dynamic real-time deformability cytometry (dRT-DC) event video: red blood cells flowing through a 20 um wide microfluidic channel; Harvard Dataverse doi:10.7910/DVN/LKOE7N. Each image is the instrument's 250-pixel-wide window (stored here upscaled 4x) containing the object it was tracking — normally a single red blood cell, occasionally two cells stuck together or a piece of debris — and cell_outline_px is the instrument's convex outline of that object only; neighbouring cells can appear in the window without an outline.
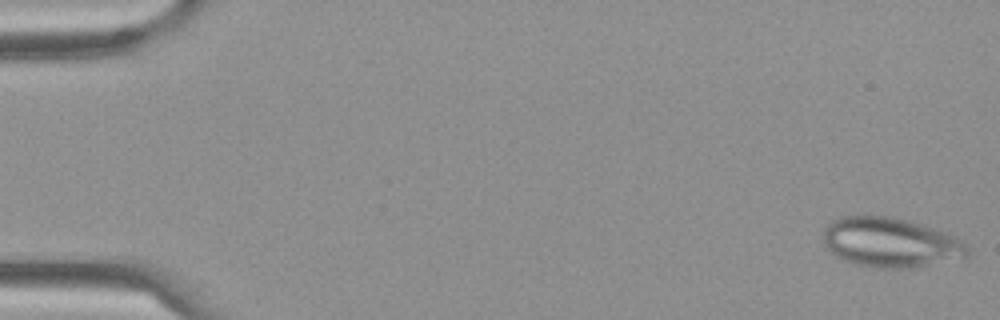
{"species": "Egyptian fruit bat (a non-hibernating species)", "species_latin": "Rousettus aegyptiacus", "temperature_condition": "cold", "stored_images_in_passage": 59, "camera_frame_rate_fps": 3000, "um_per_image_px": 0.085, "frame": {"image": 1, "passage_image": 1, "time_ms": 0.0, "image_size_px": [1000, 320], "cell_outline_px": [[968, 256], [912, 268], [880, 268], [856, 264], [844, 260], [836, 256], [824, 244], [824, 228], [832, 220], [840, 216], [864, 212], [892, 216], [908, 220], [944, 232], [952, 236], [964, 244], [968, 252]], "centroid_in_image_um": [75.59, 20.56], "position_along_channel_um": 9.4, "area_um2": 41.96}}
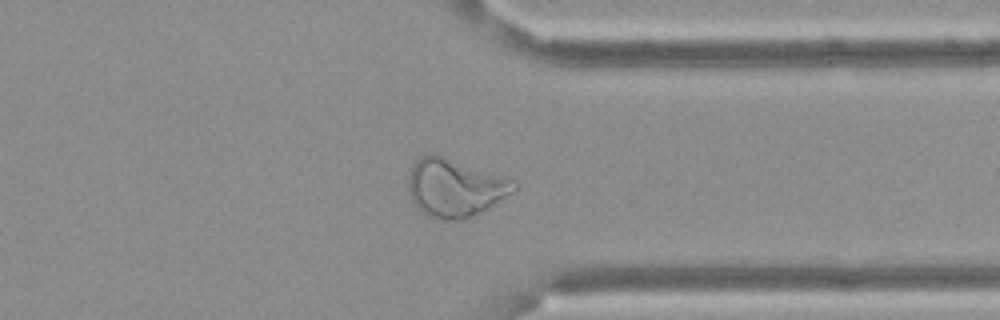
{"frame": {"image": 2, "passage_image": 46, "time_ms": 15.0, "image_size_px": [1000, 320], "cell_outline_px": [[516, 188], [512, 192], [488, 208], [480, 212], [460, 220], [436, 220], [428, 216], [412, 200], [408, 192], [408, 176], [412, 164], [420, 156], [428, 152], [432, 152], [508, 176], [516, 184]], "centroid_in_image_um": [38.64, 15.92], "position_along_channel_um": 372.8, "area_um2": 36.07}}
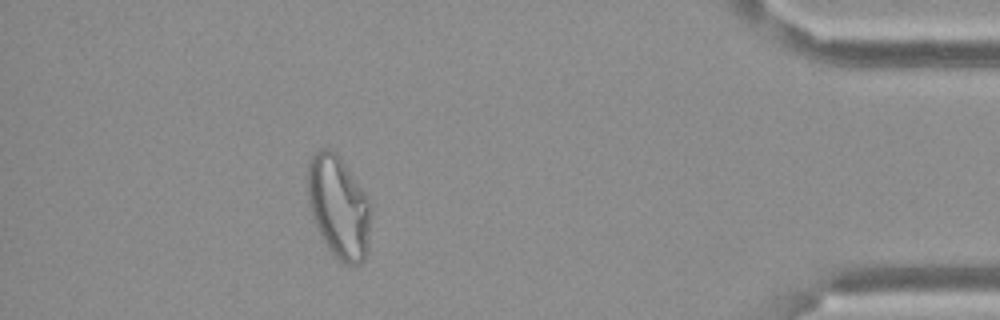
{"frame": {"image": 3, "passage_image": 53, "time_ms": 17.333, "image_size_px": [1000, 320], "cell_outline_px": [[372, 208], [368, 252], [364, 260], [360, 264], [344, 264], [328, 248], [312, 216], [308, 200], [308, 164], [312, 152], [320, 148], [332, 148], [340, 156], [368, 196], [372, 204]], "centroid_in_image_um": [28.82, 17.55], "position_along_channel_um": 406.4, "area_um2": 38.32}}